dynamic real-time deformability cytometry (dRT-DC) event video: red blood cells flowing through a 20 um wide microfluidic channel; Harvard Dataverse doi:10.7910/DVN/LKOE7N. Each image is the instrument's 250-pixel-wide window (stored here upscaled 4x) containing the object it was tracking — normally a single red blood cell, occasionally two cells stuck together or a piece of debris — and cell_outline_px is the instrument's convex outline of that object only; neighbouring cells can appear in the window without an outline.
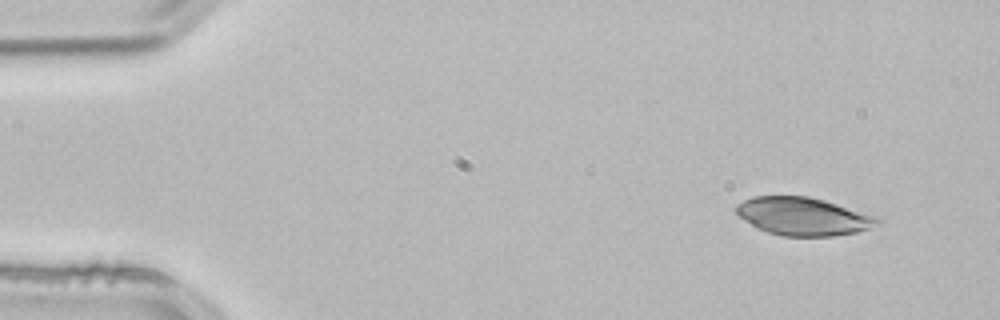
{"species": "common noctule bat (a hibernating species)", "species_latin": "Nyctalus noctula", "temperature_condition": "room temperature", "stored_images_in_passage": 49, "camera_frame_rate_fps": 3000, "um_per_image_px": 0.085, "animal": {"sex": "male", "body_mass_g": 21.5, "forearm_length_mm": 52.0}, "frame": {"image": 1, "passage_image": 1, "time_ms": 0.0, "image_size_px": [1000, 320], "cell_outline_px": [[884, 224], [856, 232], [832, 236], [784, 236], [768, 232], [756, 228], [740, 216], [736, 212], [736, 204], [752, 196], [808, 196], [824, 200], [880, 216], [884, 220]], "centroid_in_image_um": [68.36, 18.39], "position_along_channel_um": 16.6, "area_um2": 31.62}}
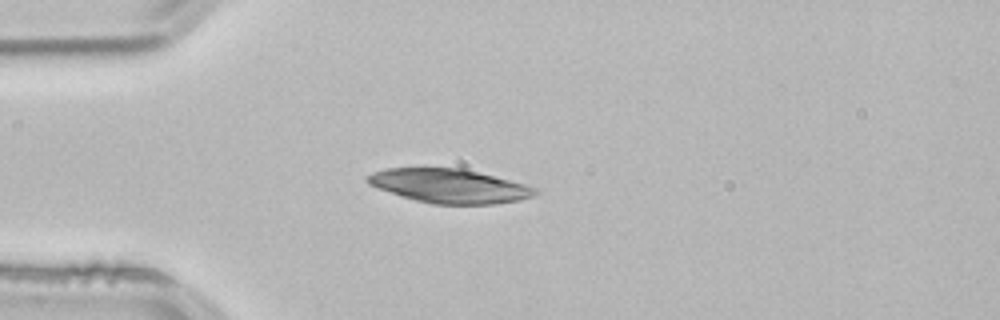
{"frame": {"image": 2, "passage_image": 10, "time_ms": 3.0, "image_size_px": [1000, 320], "cell_outline_px": [[540, 192], [532, 196], [520, 200], [496, 204], [432, 204], [416, 200], [368, 184], [364, 180], [372, 172], [388, 168], [460, 168], [524, 184], [536, 188]], "centroid_in_image_um": [38.21, 15.81], "position_along_channel_um": 46.8, "area_um2": 32.71}}